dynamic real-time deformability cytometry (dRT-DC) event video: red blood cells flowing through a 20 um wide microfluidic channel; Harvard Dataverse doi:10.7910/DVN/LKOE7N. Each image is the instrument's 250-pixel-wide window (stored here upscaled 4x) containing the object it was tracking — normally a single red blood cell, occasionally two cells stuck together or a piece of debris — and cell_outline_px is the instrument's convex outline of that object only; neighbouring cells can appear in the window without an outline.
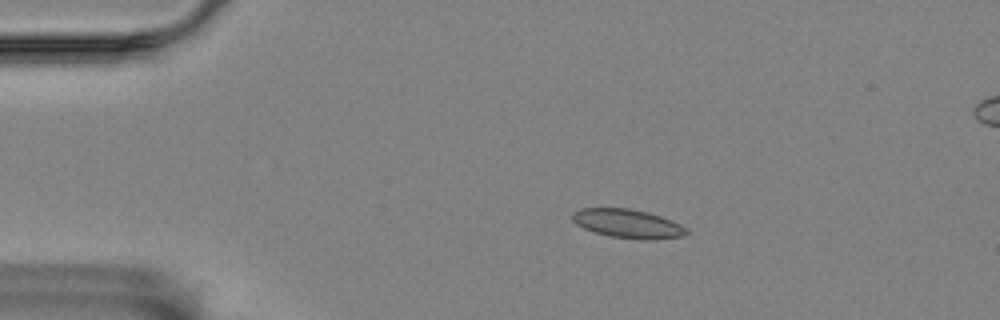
{"species": "Egyptian fruit bat (a non-hibernating species)", "species_latin": "Rousettus aegyptiacus", "temperature_condition": "room temperature", "stored_images_in_passage": 5, "camera_frame_rate_fps": 3000, "um_per_image_px": 0.085, "animal": {"sex": "female"}, "frame": {"image": 1, "passage_image": 2, "time_ms": 0.333, "image_size_px": [1000, 320], "cell_outline_px": [[688, 232], [684, 236], [656, 240], [640, 240], [608, 236], [584, 228], [576, 224], [572, 220], [572, 212], [580, 208], [628, 208], [648, 212], [672, 220], [688, 228]], "centroid_in_image_um": [53.38, 19.02], "position_along_channel_um": 31.6, "area_um2": 19.42}}